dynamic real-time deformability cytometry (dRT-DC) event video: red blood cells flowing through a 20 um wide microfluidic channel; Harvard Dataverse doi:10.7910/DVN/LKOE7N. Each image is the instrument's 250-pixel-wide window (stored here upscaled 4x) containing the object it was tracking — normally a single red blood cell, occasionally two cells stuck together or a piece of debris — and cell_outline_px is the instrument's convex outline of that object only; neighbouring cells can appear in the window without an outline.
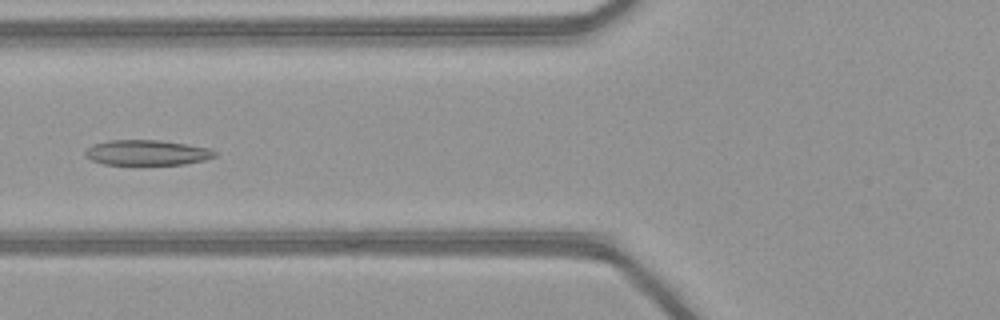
{"species": "common noctule bat (a hibernating species)", "species_latin": "Nyctalus noctula", "temperature_condition": "warm", "stored_images_in_passage": 40, "camera_frame_rate_fps": 3000, "um_per_image_px": 0.085, "animal": {"sex": "female", "body_mass_g": 21.9}, "frame": {"image": 1, "passage_image": 10, "time_ms": 3.0, "image_size_px": [1000, 320], "cell_outline_px": [[216, 156], [204, 160], [184, 164], [140, 168], [104, 164], [92, 160], [84, 156], [84, 152], [92, 144], [108, 140], [160, 140], [188, 144], [208, 148], [216, 152]], "centroid_in_image_um": [12.45, 13.02], "position_along_channel_um": 113.4, "area_um2": 20.17}}
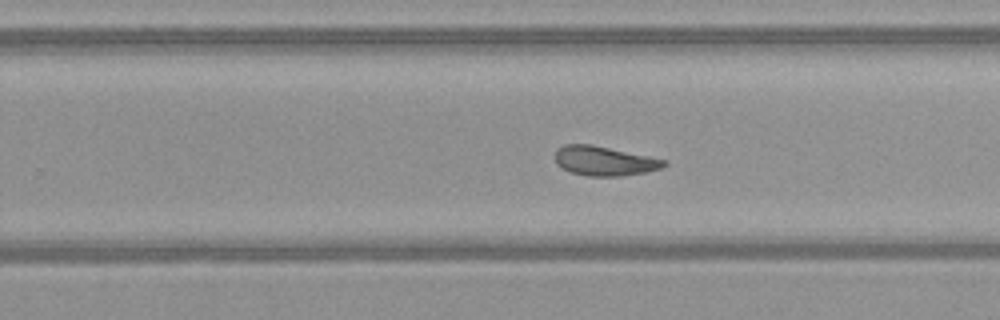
{"frame": {"image": 2, "passage_image": 22, "time_ms": 7.0, "image_size_px": [1000, 320], "cell_outline_px": [[668, 164], [660, 168], [644, 172], [620, 176], [588, 176], [572, 172], [556, 164], [552, 156], [556, 148], [564, 144], [592, 144], [668, 160]], "centroid_in_image_um": [51.32, 13.66], "position_along_channel_um": 278.5, "area_um2": 18.84}}
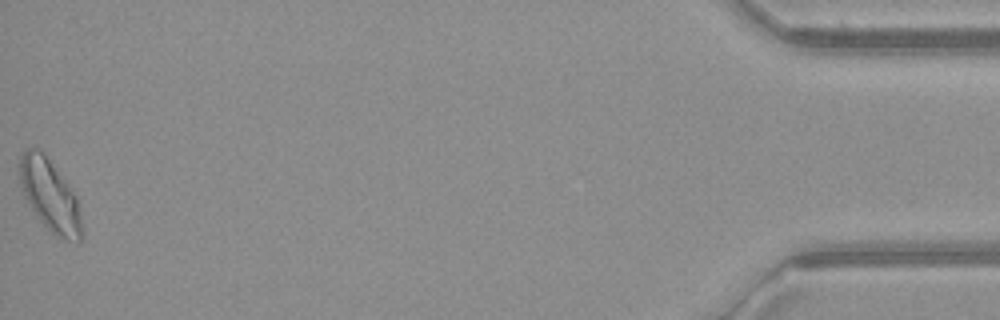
{"frame": {"image": 3, "passage_image": 40, "time_ms": 13.0, "image_size_px": [1000, 320], "cell_outline_px": [[84, 232], [80, 244], [56, 236], [36, 216], [24, 196], [20, 184], [20, 156], [24, 148], [40, 148], [68, 184], [76, 196]], "centroid_in_image_um": [4.26, 16.63], "position_along_channel_um": 430.9, "area_um2": 26.07}, "authors_computed_cell_mechanics": {"area_um2": 20.0566, "velocity_mm_per_s": 4.1228, "shape_relaxation_time_tau1_ms": 8.5643, "shape_relaxation_time_tau2_ms": 2.0754, "deformation_change_tau1": 0.199, "deformation_change_tau2": 0.0956}}